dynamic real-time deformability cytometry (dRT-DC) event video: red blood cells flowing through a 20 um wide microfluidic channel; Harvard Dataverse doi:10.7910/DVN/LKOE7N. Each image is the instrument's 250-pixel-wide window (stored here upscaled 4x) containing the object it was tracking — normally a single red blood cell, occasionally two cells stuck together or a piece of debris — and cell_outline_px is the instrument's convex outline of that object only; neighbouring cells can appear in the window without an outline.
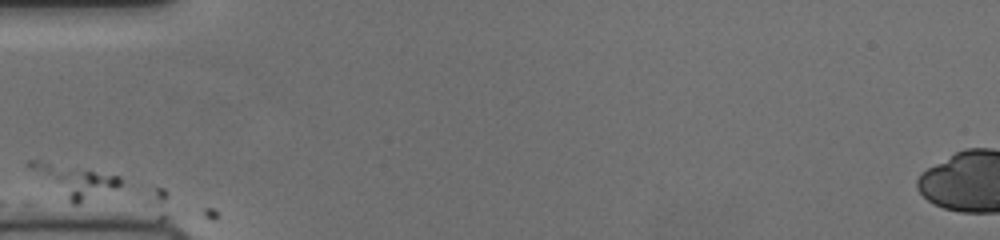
{"species": "human", "species_latin": "Homo sapiens", "temperature_condition": "cold", "stored_images_in_passage": 9, "camera_frame_rate_fps": 3000, "um_per_image_px": 0.085, "donor": {"sex": "female"}, "frame": {"image": 1, "passage_image": 1, "time_ms": 0.0, "image_size_px": [1000, 240], "cell_outline_px": [[168, 216], [164, 220], [160, 220], [72, 204], [28, 168], [28, 160], [40, 160], [120, 176], [164, 188], [168, 192]], "centroid_in_image_um": [8.81, 16.17], "position_along_channel_um": 76.2, "area_um2": 32.25}}